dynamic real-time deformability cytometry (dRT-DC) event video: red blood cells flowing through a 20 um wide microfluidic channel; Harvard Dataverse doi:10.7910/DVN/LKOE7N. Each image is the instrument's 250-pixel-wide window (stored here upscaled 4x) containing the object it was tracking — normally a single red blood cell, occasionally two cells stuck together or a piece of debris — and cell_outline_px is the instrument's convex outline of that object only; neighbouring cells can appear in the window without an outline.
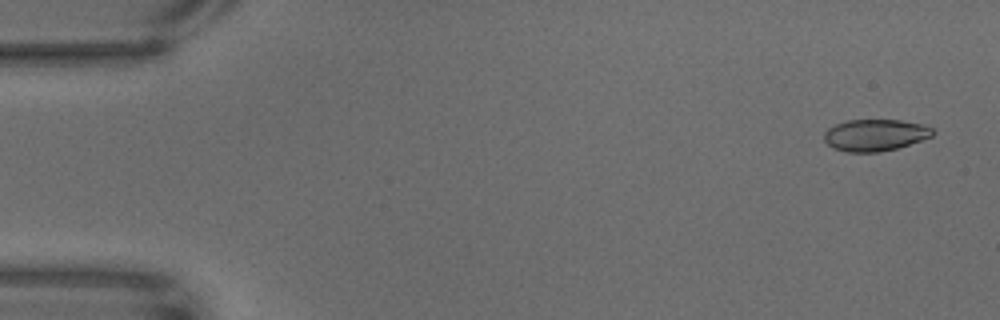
{"species": "common noctule bat (a hibernating species)", "species_latin": "Nyctalus noctula", "temperature_condition": "warm", "stored_images_in_passage": 16, "camera_frame_rate_fps": 3000, "um_per_image_px": 0.085, "animal": {"sex": "male", "body_mass_g": 18.8}, "frame": {"image": 1, "passage_image": 3, "time_ms": 0.667, "image_size_px": [1000, 320], "cell_outline_px": [[936, 132], [932, 136], [896, 148], [880, 152], [848, 152], [832, 148], [824, 140], [824, 132], [828, 128], [836, 124], [848, 120], [900, 120], [924, 124], [932, 128]], "centroid_in_image_um": [74.38, 11.48], "position_along_channel_um": 10.6, "area_um2": 20.06}}
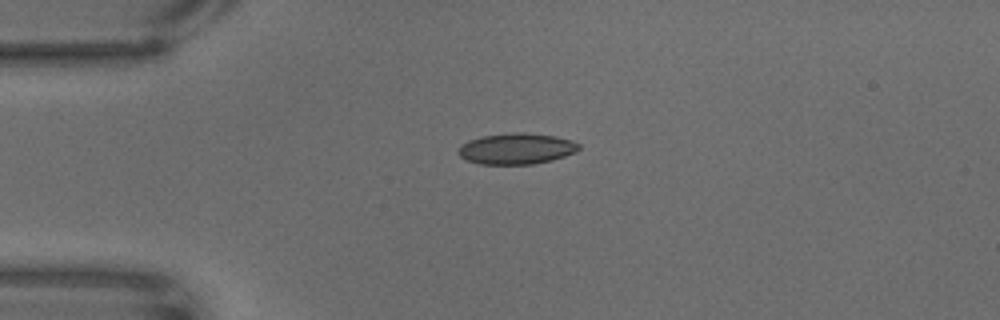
{"frame": {"image": 2, "passage_image": 16, "time_ms": 5.0, "image_size_px": [1000, 320], "cell_outline_px": [[580, 148], [576, 152], [552, 160], [532, 164], [480, 164], [468, 160], [460, 156], [456, 152], [460, 144], [468, 140], [480, 136], [512, 132], [524, 132], [556, 136], [572, 140], [580, 144]], "centroid_in_image_um": [43.88, 12.62], "position_along_channel_um": 41.1, "area_um2": 22.02}}